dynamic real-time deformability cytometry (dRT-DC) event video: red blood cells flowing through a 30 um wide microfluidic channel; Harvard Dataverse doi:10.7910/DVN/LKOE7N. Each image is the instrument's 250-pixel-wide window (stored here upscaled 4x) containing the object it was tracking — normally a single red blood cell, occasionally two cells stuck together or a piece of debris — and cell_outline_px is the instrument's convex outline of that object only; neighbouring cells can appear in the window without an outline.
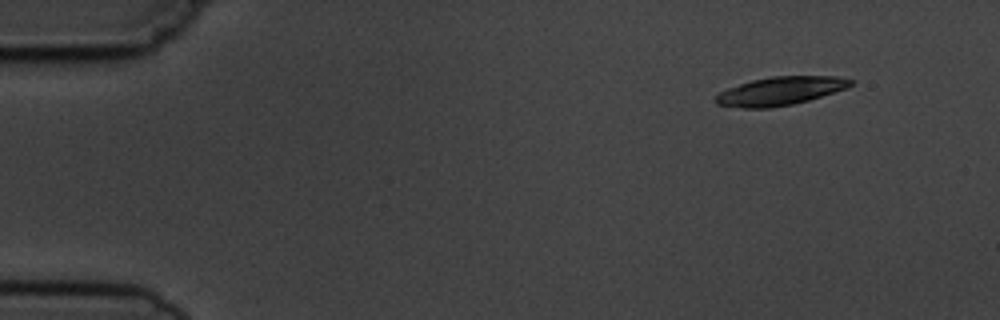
{"species": "common noctule bat (a hibernating species)", "species_latin": "Nyctalus noctula", "temperature_condition": "cold", "stored_images_in_passage": 4, "camera_frame_rate_fps": 3000, "um_per_image_px": 0.085, "animal": {"sex": "male", "body_mass_g": 19.5, "forearm_length_mm": 54.6}, "frame": {"image": 1, "passage_image": 1, "time_ms": 0.0, "image_size_px": [1000, 320], "cell_outline_px": [[856, 80], [852, 84], [844, 88], [808, 100], [792, 104], [768, 108], [744, 108], [716, 104], [716, 96], [720, 92], [728, 88], [752, 80], [772, 76], [836, 76]], "centroid_in_image_um": [66.31, 7.73], "position_along_channel_um": 18.7, "area_um2": 21.96}}
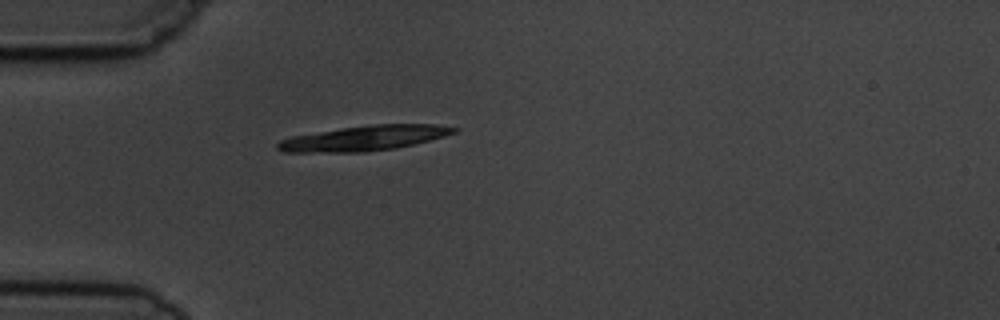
{"frame": {"image": 2, "passage_image": 4, "time_ms": 3.333, "image_size_px": [1000, 320], "cell_outline_px": [[460, 128], [456, 132], [444, 136], [396, 148], [364, 152], [284, 152], [276, 148], [276, 144], [280, 140], [292, 136], [344, 128], [376, 124], [436, 124]], "centroid_in_image_um": [30.97, 11.74], "position_along_channel_um": 54.0, "area_um2": 25.43}}